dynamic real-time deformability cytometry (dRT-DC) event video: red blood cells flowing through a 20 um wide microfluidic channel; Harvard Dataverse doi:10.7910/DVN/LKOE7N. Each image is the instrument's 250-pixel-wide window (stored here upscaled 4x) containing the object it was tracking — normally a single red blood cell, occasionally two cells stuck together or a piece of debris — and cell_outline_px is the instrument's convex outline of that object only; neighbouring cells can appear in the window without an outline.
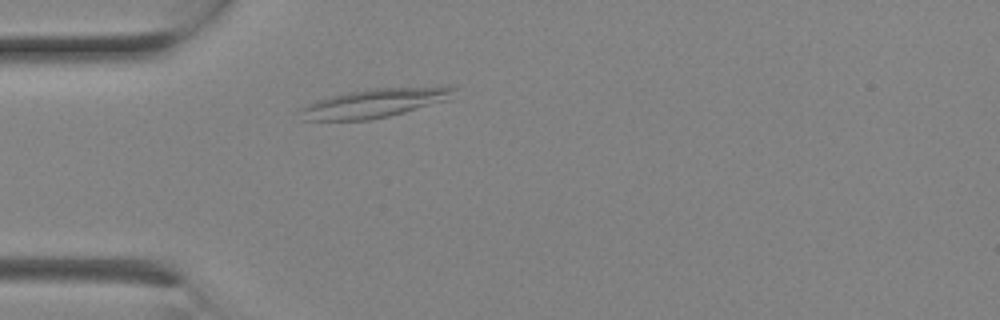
{"species": "Egyptian fruit bat (a non-hibernating species)", "species_latin": "Rousettus aegyptiacus", "temperature_condition": "room temperature", "stored_images_in_passage": 3, "camera_frame_rate_fps": 3000, "um_per_image_px": 0.085, "animal": {"sex": "female"}, "frame": {"image": 1, "passage_image": 3, "time_ms": 0.667, "image_size_px": [1000, 320], "cell_outline_px": [[460, 88], [452, 100], [388, 116], [368, 120], [304, 120], [300, 108], [316, 100], [348, 92], [372, 88], [448, 84]], "centroid_in_image_um": [32.09, 8.71], "position_along_channel_um": 52.9, "area_um2": 26.7}}